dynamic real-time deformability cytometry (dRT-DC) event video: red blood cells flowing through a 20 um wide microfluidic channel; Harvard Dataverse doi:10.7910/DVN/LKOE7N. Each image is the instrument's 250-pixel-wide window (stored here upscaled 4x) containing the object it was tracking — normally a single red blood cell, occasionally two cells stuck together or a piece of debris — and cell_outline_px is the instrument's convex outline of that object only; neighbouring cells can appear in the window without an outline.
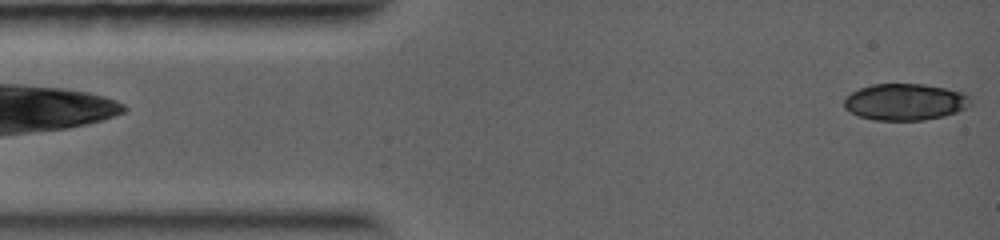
{"species": "common noctule bat (a hibernating species)", "species_latin": "Nyctalus noctula", "temperature_condition": "warm", "stored_images_in_passage": 8, "camera_frame_rate_fps": 5000, "um_per_image_px": 0.085, "animal": {"sex": "female", "body_mass_g": 19.0, "forearm_length_mm": 56.7}, "frame": {"image": 1, "passage_image": 1, "time_ms": 0.0, "image_size_px": [1000, 240], "cell_outline_px": [[972, 104], [956, 112], [944, 116], [924, 120], [872, 120], [860, 116], [844, 108], [844, 96], [860, 88], [872, 84], [924, 84], [964, 92], [972, 96]], "centroid_in_image_um": [76.95, 8.66], "position_along_channel_um": 8.0, "area_um2": 27.17}}
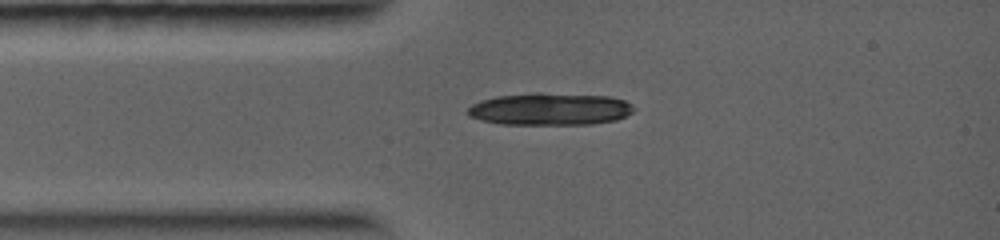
{"frame": {"image": 2, "passage_image": 6, "time_ms": 2.0, "image_size_px": [1000, 240], "cell_outline_px": [[636, 108], [632, 112], [616, 120], [592, 124], [500, 124], [480, 120], [468, 116], [464, 112], [472, 104], [480, 100], [496, 96], [536, 92], [540, 92], [608, 96], [624, 100], [632, 104]], "centroid_in_image_um": [46.71, 9.26], "position_along_channel_um": 38.3, "area_um2": 31.56}}